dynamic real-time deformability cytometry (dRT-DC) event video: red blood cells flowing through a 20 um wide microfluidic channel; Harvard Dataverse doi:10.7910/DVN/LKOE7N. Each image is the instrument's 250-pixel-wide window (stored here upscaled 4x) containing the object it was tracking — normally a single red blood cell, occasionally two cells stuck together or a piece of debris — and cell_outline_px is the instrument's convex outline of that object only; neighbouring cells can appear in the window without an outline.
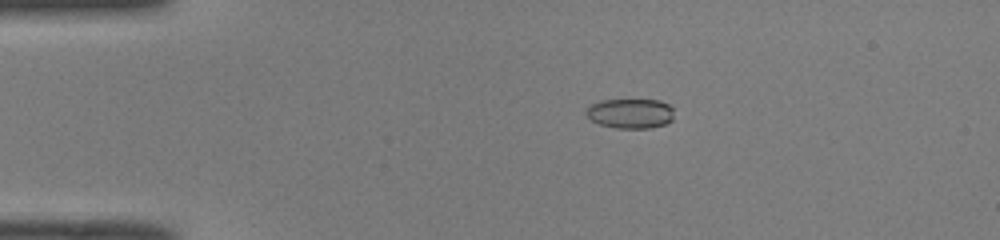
{"species": "common noctule bat (a hibernating species)", "species_latin": "Nyctalus noctula", "temperature_condition": "room temperature", "stored_images_in_passage": 50, "camera_frame_rate_fps": 3000, "um_per_image_px": 0.085, "animal": {"sex": "male", "body_mass_g": 19.0, "forearm_length_mm": 50.8}, "frame": {"image": 1, "passage_image": 10, "time_ms": 3.0, "image_size_px": [1000, 240], "cell_outline_px": [[672, 120], [664, 124], [648, 128], [616, 128], [600, 124], [592, 120], [584, 112], [592, 104], [600, 100], [660, 100], [668, 104], [672, 108]], "centroid_in_image_um": [53.57, 9.64], "position_along_channel_um": 31.4, "area_um2": 15.09}}
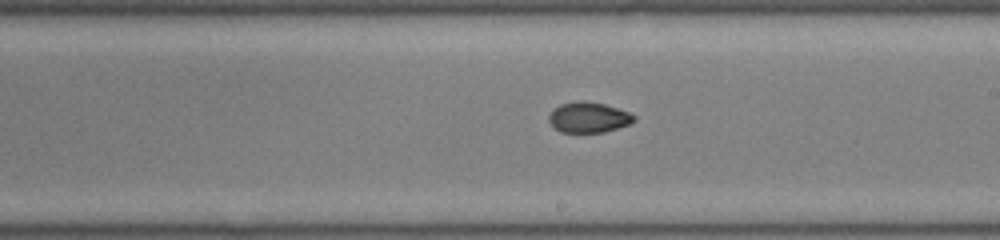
{"frame": {"image": 2, "passage_image": 29, "time_ms": 9.333, "image_size_px": [1000, 240], "cell_outline_px": [[636, 120], [628, 124], [604, 132], [560, 132], [548, 120], [548, 116], [560, 104], [580, 100], [584, 100], [604, 104], [628, 112], [636, 116]], "centroid_in_image_um": [50.03, 9.97], "position_along_channel_um": 239.0, "area_um2": 14.91}}
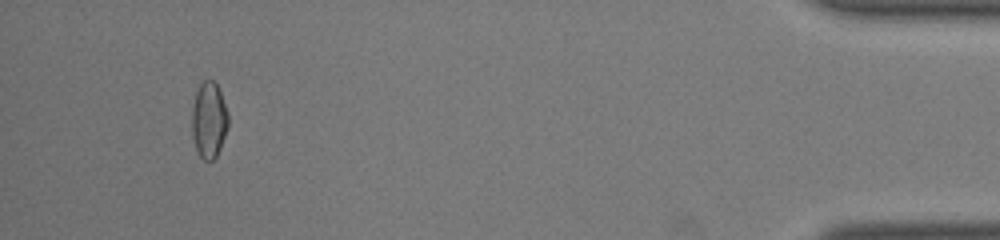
{"frame": {"image": 3, "passage_image": 47, "time_ms": 15.333, "image_size_px": [1000, 240], "cell_outline_px": [[228, 128], [220, 148], [216, 156], [212, 160], [204, 160], [200, 156], [196, 148], [192, 136], [192, 108], [196, 92], [200, 84], [204, 80], [212, 80], [216, 84], [220, 92], [228, 112]], "centroid_in_image_um": [17.76, 10.21], "position_along_channel_um": 417.4, "area_um2": 16.01}, "authors_computed_cell_mechanics": {"area_um2": 15.7794, "velocity_mm_per_s": 4.114, "shape_relaxation_time_tau1_ms": 7.3951, "shape_relaxation_time_tau2_ms": 3.4224, "deformation_change_tau1": 0.195, "deformation_change_tau2": 0.0557}}